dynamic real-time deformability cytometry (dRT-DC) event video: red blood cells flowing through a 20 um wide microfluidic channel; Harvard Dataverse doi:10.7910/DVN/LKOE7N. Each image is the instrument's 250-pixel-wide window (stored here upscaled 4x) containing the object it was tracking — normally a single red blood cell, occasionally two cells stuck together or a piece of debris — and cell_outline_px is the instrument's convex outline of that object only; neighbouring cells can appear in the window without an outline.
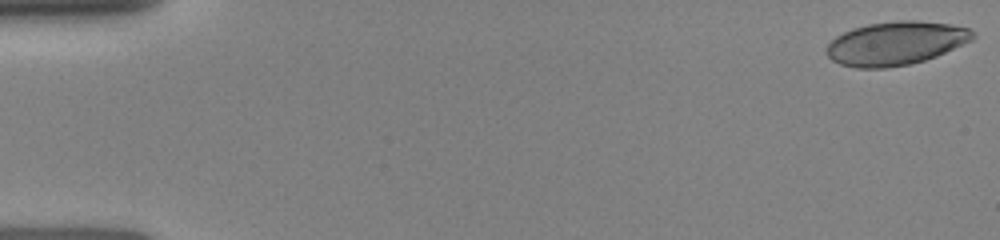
{"species": "human", "species_latin": "Homo sapiens", "temperature_condition": "room temperature", "stored_images_in_passage": 23, "camera_frame_rate_fps": 3000, "um_per_image_px": 0.085, "donor": {"sex": "female"}, "frame": {"image": 1, "passage_image": 1, "time_ms": 0.0, "image_size_px": [1000, 240], "cell_outline_px": [[976, 36], [972, 40], [936, 56], [924, 60], [908, 64], [884, 68], [856, 68], [840, 64], [832, 60], [828, 56], [828, 44], [836, 36], [852, 28], [868, 24], [900, 20], [916, 20], [948, 24], [968, 28]], "centroid_in_image_um": [76.13, 3.68], "position_along_channel_um": 8.9, "area_um2": 36.76}}
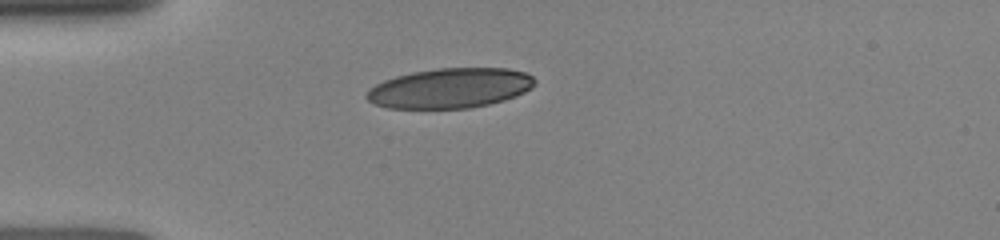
{"frame": {"image": 2, "passage_image": 19, "time_ms": 4.0, "image_size_px": [1000, 240], "cell_outline_px": [[536, 84], [532, 88], [516, 96], [504, 100], [488, 104], [468, 108], [388, 108], [376, 104], [368, 100], [364, 96], [368, 88], [384, 80], [396, 76], [412, 72], [436, 68], [508, 68], [524, 72], [532, 76], [536, 80]], "centroid_in_image_um": [38.26, 7.48], "position_along_channel_um": 46.7, "area_um2": 39.25}}